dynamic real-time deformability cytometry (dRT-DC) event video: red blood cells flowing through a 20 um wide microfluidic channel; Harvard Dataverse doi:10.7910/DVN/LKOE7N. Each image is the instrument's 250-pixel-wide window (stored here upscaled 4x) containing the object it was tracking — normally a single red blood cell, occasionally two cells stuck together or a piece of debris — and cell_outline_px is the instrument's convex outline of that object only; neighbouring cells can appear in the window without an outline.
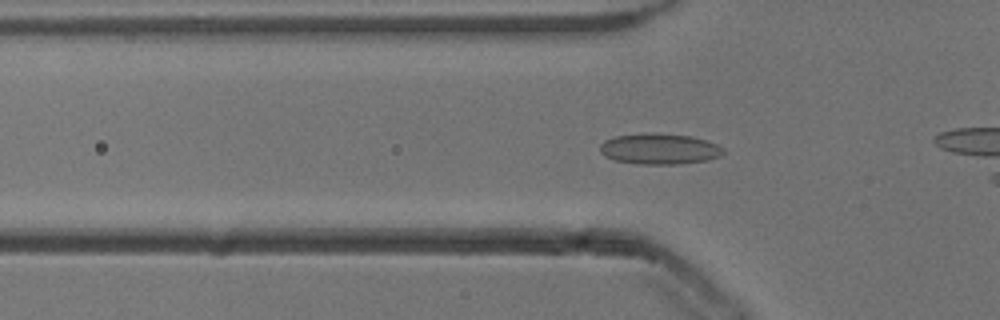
{"species": "common noctule bat (a hibernating species)", "species_latin": "Nyctalus noctula", "temperature_condition": "cold", "stored_images_in_passage": 19, "camera_frame_rate_fps": 3000, "um_per_image_px": 0.085, "animal": {"sex": "male", "body_mass_g": 13.3}, "frame": {"image": 1, "passage_image": 19, "time_ms": 6.0, "image_size_px": [1000, 320], "cell_outline_px": [[724, 152], [720, 156], [708, 160], [680, 164], [640, 164], [616, 160], [604, 156], [600, 152], [600, 144], [604, 140], [616, 136], [648, 132], [652, 132], [692, 136], [716, 144], [724, 148]], "centroid_in_image_um": [56.05, 12.65], "position_along_channel_um": 69.8, "area_um2": 22.25}}